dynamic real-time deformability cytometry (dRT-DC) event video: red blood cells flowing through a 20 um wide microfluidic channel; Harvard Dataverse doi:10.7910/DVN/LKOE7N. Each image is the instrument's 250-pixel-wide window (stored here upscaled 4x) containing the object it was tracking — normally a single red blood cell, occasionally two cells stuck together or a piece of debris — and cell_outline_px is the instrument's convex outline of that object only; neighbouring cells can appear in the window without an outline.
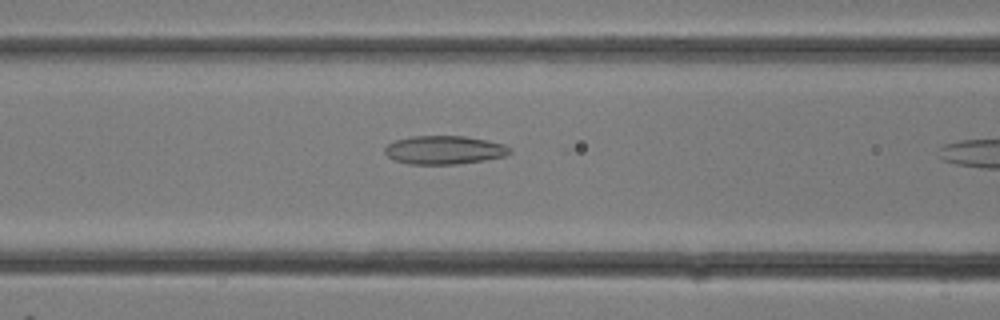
{"species": "common noctule bat (a hibernating species)", "species_latin": "Nyctalus noctula", "temperature_condition": "room temperature", "stored_images_in_passage": 7, "camera_frame_rate_fps": 3000, "um_per_image_px": 0.085, "animal": {"sex": "female"}, "frame": {"image": 1, "passage_image": 6, "time_ms": 1.667, "image_size_px": [1000, 320], "cell_outline_px": [[512, 152], [504, 156], [484, 160], [456, 164], [408, 164], [392, 160], [384, 152], [384, 148], [388, 144], [396, 140], [412, 136], [464, 136], [488, 140], [504, 144], [512, 148]], "centroid_in_image_um": [37.76, 12.75], "position_along_channel_um": 128.8, "area_um2": 20.87}}